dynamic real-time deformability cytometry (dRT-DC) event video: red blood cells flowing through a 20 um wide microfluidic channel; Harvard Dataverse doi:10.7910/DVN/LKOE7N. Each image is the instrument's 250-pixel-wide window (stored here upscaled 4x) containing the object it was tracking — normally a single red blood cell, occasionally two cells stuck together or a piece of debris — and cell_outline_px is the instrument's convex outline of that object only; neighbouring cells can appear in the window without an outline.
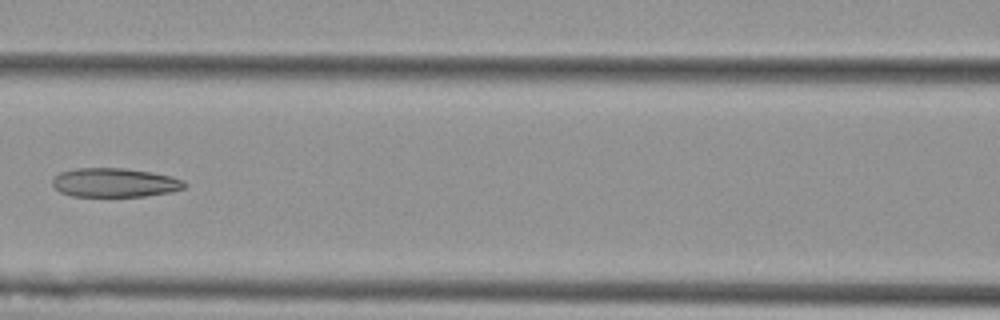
{"species": "Egyptian fruit bat (a non-hibernating species)", "species_latin": "Rousettus aegyptiacus", "temperature_condition": "cold", "stored_images_in_passage": 5, "camera_frame_rate_fps": 3000, "um_per_image_px": 0.085, "animal": {"sex": "female"}, "frame": {"image": 1, "passage_image": 4, "time_ms": 1.0, "image_size_px": [1000, 320], "cell_outline_px": [[188, 184], [184, 188], [172, 192], [144, 196], [72, 196], [60, 192], [52, 184], [52, 180], [60, 172], [76, 168], [124, 168], [152, 172], [172, 176], [184, 180]], "centroid_in_image_um": [9.79, 15.52], "position_along_channel_um": 156.8, "area_um2": 22.43}}
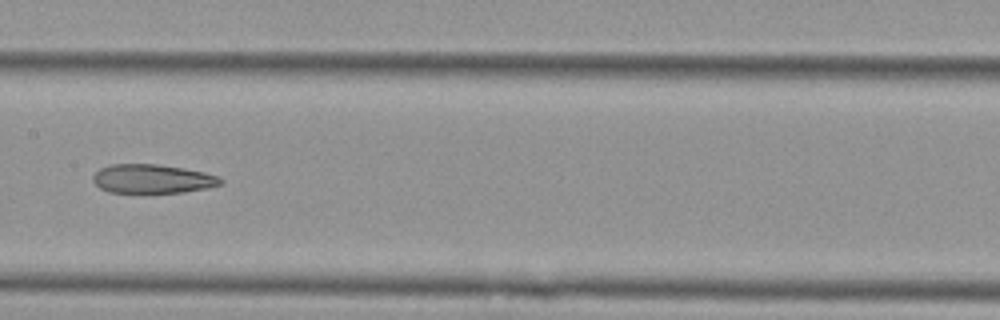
{"frame": {"image": 2, "passage_image": 5, "time_ms": 1.333, "image_size_px": [1000, 320], "cell_outline_px": [[224, 180], [220, 184], [204, 188], [184, 192], [108, 192], [100, 188], [92, 180], [92, 176], [100, 168], [108, 164], [156, 164], [184, 168], [204, 172], [220, 176]], "centroid_in_image_um": [12.93, 15.19], "position_along_channel_um": 194.5, "area_um2": 21.44}}